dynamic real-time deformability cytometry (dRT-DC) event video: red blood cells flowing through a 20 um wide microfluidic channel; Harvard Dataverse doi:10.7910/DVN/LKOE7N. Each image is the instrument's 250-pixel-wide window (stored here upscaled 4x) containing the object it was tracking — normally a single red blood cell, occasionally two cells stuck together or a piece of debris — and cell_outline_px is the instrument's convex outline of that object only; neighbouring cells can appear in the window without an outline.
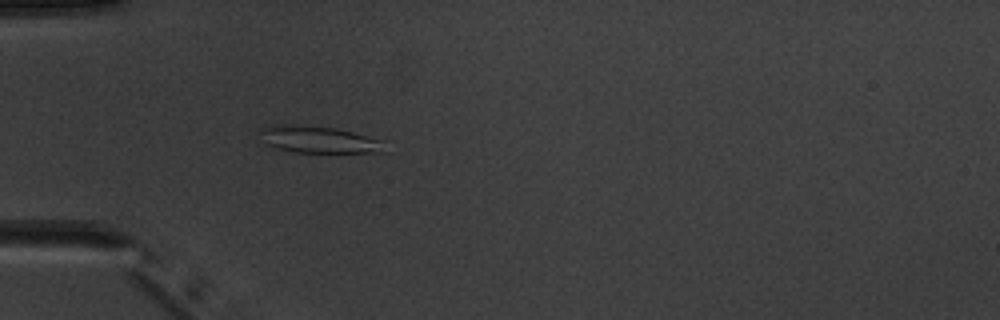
{"species": "common noctule bat (a hibernating species)", "species_latin": "Nyctalus noctula", "temperature_condition": "warm", "stored_images_in_passage": 4, "camera_frame_rate_fps": 3000, "um_per_image_px": 0.085, "animal": {"sex": "male", "body_mass_g": 20.1, "forearm_length_mm": 53.5}, "frame": {"image": 1, "passage_image": 4, "time_ms": 3.333, "image_size_px": [1000, 320], "cell_outline_px": [[384, 152], [292, 152], [276, 148], [264, 144], [256, 132], [260, 128], [276, 124], [288, 124], [336, 128], [384, 140]], "centroid_in_image_um": [27.0, 11.85], "position_along_channel_um": 58.0, "area_um2": 19.77}}